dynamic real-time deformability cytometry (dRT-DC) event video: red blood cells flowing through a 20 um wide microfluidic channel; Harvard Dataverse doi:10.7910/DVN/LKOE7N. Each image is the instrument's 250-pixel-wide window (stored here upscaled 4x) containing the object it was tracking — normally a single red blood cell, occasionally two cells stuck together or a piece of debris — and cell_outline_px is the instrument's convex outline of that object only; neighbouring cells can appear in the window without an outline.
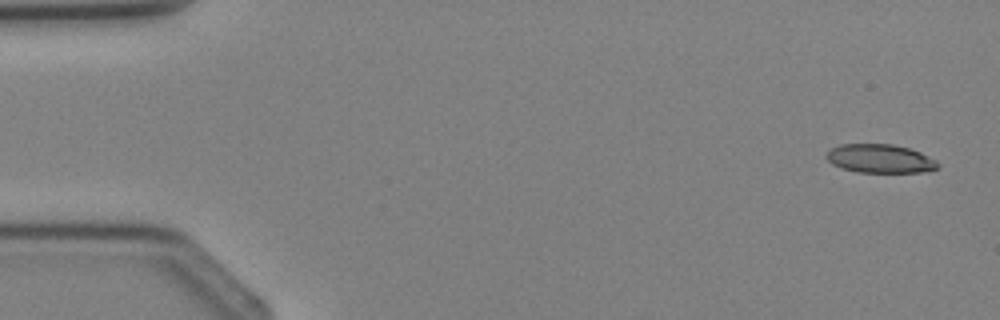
{"species": "Egyptian fruit bat (a non-hibernating species)", "species_latin": "Rousettus aegyptiacus", "temperature_condition": "cold", "stored_images_in_passage": 3, "camera_frame_rate_fps": 3000, "um_per_image_px": 0.085, "animal": {"sex": "female"}, "frame": {"image": 1, "passage_image": 1, "time_ms": 0.0, "image_size_px": [1000, 320], "cell_outline_px": [[940, 164], [936, 168], [920, 172], [856, 172], [832, 164], [824, 156], [832, 148], [840, 144], [892, 144], [908, 148], [920, 152], [936, 160]], "centroid_in_image_um": [74.79, 13.48], "position_along_channel_um": 10.2, "area_um2": 18.44}}